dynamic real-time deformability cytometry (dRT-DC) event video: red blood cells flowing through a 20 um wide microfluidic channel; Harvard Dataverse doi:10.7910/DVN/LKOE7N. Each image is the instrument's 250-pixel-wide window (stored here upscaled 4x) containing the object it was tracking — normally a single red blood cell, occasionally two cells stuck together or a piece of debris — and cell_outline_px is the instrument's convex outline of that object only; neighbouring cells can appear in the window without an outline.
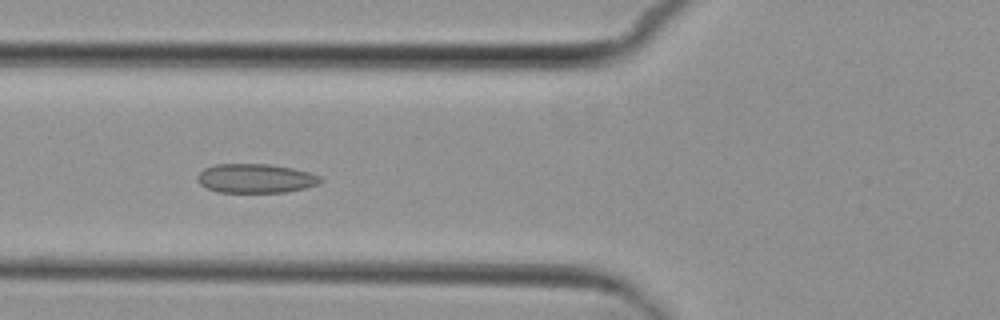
{"species": "common noctule bat (a hibernating species)", "species_latin": "Nyctalus noctula", "temperature_condition": "cold", "stored_images_in_passage": 6, "camera_frame_rate_fps": 3000, "um_per_image_px": 0.085, "animal": {"sex": "female", "body_mass_g": 29.2, "forearm_length_mm": 56.3}, "frame": {"image": 1, "passage_image": 5, "time_ms": 5.333, "image_size_px": [1000, 320], "cell_outline_px": [[324, 180], [320, 184], [288, 192], [216, 192], [200, 184], [196, 180], [196, 176], [204, 168], [216, 164], [268, 164], [292, 168], [308, 172], [320, 176]], "centroid_in_image_um": [21.73, 15.16], "position_along_channel_um": 104.1, "area_um2": 20.98}}
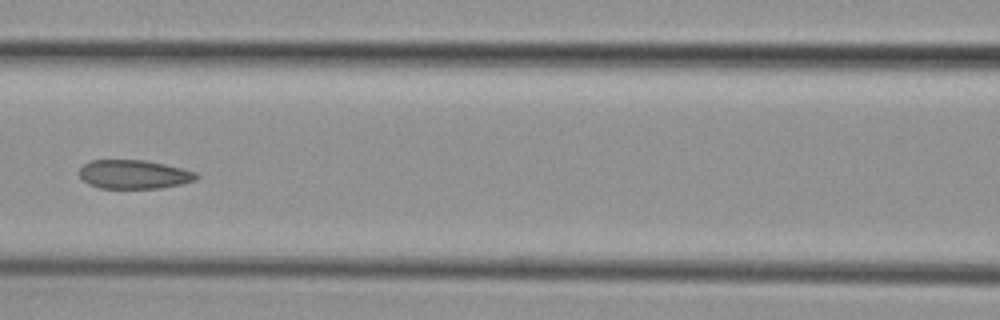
{"frame": {"image": 2, "passage_image": 6, "time_ms": 6.667, "image_size_px": [1000, 320], "cell_outline_px": [[200, 176], [196, 180], [180, 184], [160, 188], [100, 188], [88, 184], [80, 176], [80, 168], [88, 160], [144, 160], [164, 164], [196, 172]], "centroid_in_image_um": [11.38, 14.82], "position_along_channel_um": 155.2, "area_um2": 19.59}}